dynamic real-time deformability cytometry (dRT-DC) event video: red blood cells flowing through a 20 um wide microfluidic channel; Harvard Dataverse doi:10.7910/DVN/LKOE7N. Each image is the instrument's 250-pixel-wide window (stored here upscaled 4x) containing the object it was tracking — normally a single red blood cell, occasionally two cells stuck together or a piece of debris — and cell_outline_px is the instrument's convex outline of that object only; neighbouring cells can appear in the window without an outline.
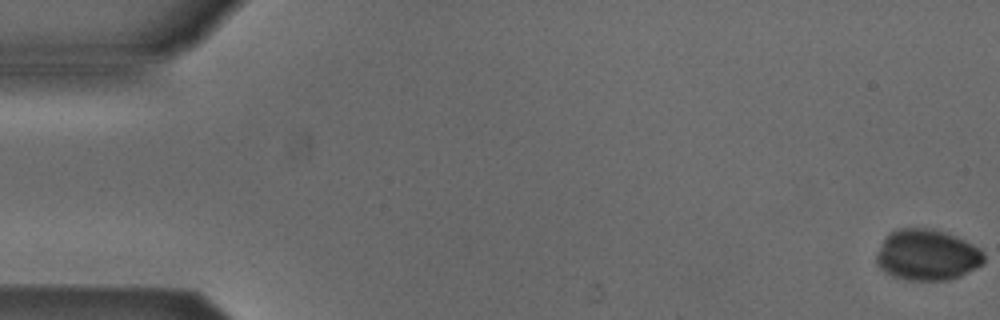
{"species": "Egyptian fruit bat (a non-hibernating species)", "species_latin": "Rousettus aegyptiacus", "temperature_condition": "cold", "stored_images_in_passage": 54, "camera_frame_rate_fps": 3000, "um_per_image_px": 0.085, "animal": {"sex": "male"}, "frame": {"image": 1, "passage_image": 1, "time_ms": 0.0, "image_size_px": [1000, 320], "cell_outline_px": [[984, 264], [960, 276], [948, 280], [908, 280], [892, 276], [884, 272], [876, 264], [876, 256], [884, 240], [896, 228], [932, 228], [944, 232], [964, 240], [980, 248], [984, 252]], "centroid_in_image_um": [78.82, 21.68], "position_along_channel_um": 6.2, "area_um2": 31.91}}
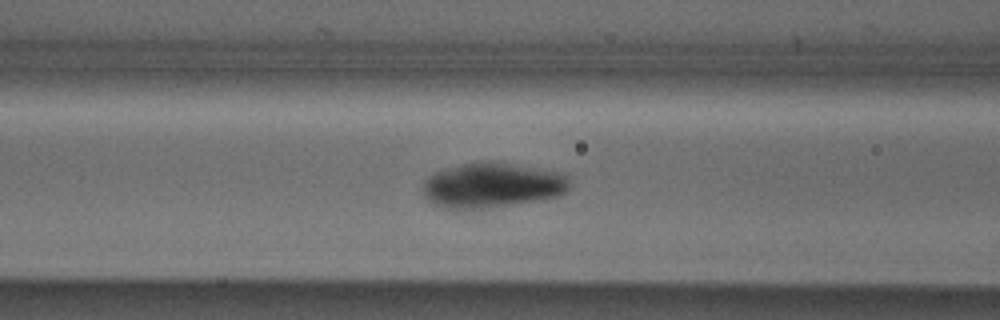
{"frame": {"image": 2, "passage_image": 22, "time_ms": 7.0, "image_size_px": [1000, 320], "cell_outline_px": [[568, 188], [560, 196], [540, 200], [484, 208], [444, 208], [432, 204], [420, 192], [424, 180], [428, 176], [444, 168], [476, 160], [488, 160], [560, 172], [568, 176]], "centroid_in_image_um": [41.77, 15.73], "position_along_channel_um": 124.8, "area_um2": 38.78}}
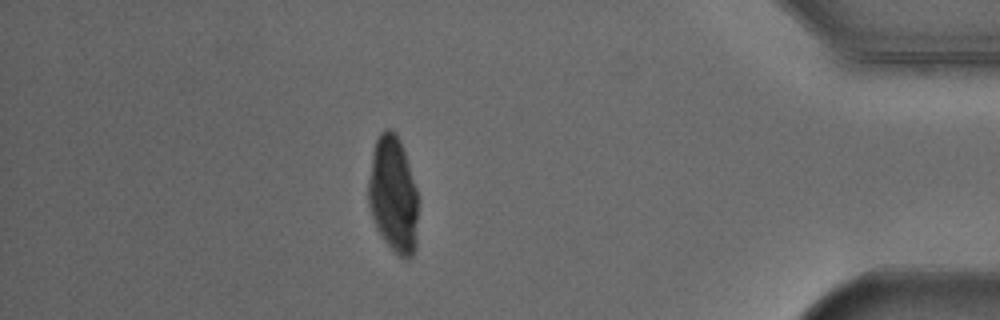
{"frame": {"image": 3, "passage_image": 47, "time_ms": 15.333, "image_size_px": [1000, 320], "cell_outline_px": [[416, 248], [412, 256], [408, 260], [400, 256], [384, 240], [376, 228], [368, 204], [368, 180], [372, 152], [376, 140], [380, 132], [384, 128], [388, 128], [396, 132], [400, 140], [416, 188]], "centroid_in_image_um": [33.39, 16.52], "position_along_channel_um": 401.8, "area_um2": 33.52}}